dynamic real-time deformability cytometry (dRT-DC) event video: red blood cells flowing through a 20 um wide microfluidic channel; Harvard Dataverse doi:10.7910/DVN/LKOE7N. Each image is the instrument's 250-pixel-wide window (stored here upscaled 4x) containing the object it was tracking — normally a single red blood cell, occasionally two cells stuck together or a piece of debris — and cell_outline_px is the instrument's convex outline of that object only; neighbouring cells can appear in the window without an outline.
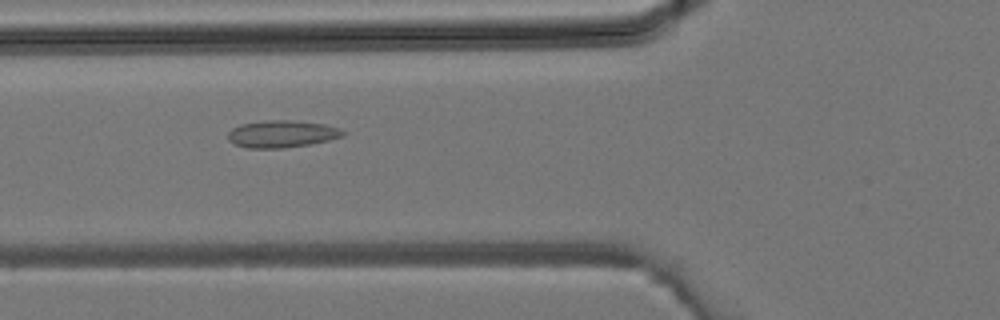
{"species": "common noctule bat (a hibernating species)", "species_latin": "Nyctalus noctula", "temperature_condition": "room temperature", "stored_images_in_passage": 37, "camera_frame_rate_fps": 3000, "um_per_image_px": 0.085, "animal": {"sex": "male", "body_mass_g": 19.2, "forearm_length_mm": 51.8}, "frame": {"image": 1, "passage_image": 14, "time_ms": 4.333, "image_size_px": [1000, 320], "cell_outline_px": [[348, 132], [344, 136], [328, 140], [308, 144], [284, 148], [248, 148], [236, 144], [228, 140], [228, 132], [232, 128], [240, 124], [272, 120], [292, 120], [324, 124], [340, 128]], "centroid_in_image_um": [23.98, 11.38], "position_along_channel_um": 101.8, "area_um2": 18.15}}
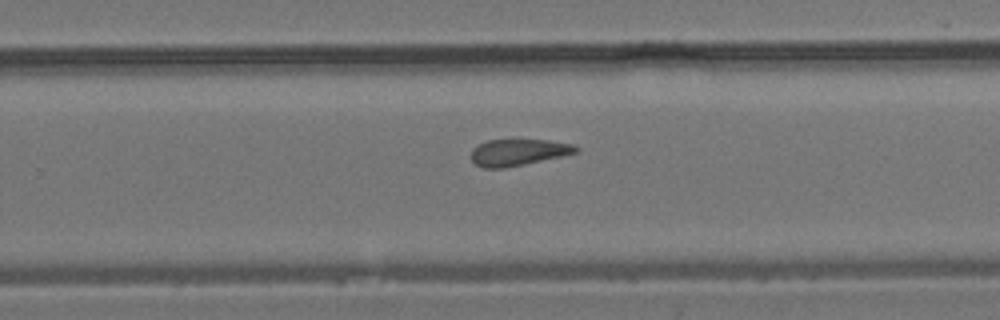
{"frame": {"image": 2, "passage_image": 24, "time_ms": 7.667, "image_size_px": [1000, 320], "cell_outline_px": [[580, 152], [524, 164], [504, 168], [484, 168], [476, 164], [472, 160], [472, 148], [488, 140], [548, 140], [572, 144], [580, 148]], "centroid_in_image_um": [44.08, 12.94], "position_along_channel_um": 285.7, "area_um2": 16.07}}
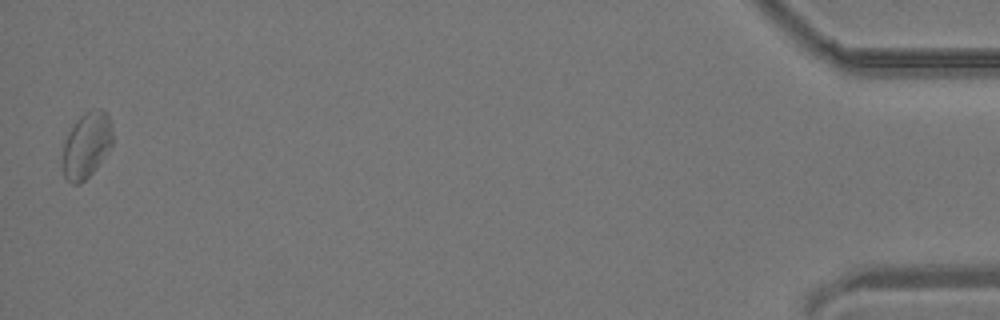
{"frame": {"image": 3, "passage_image": 37, "time_ms": 12.0, "image_size_px": [1000, 320], "cell_outline_px": [[112, 144], [96, 168], [80, 184], [72, 184], [64, 176], [64, 140], [68, 132], [76, 120], [84, 112], [100, 108], [108, 116], [112, 128]], "centroid_in_image_um": [7.36, 12.32], "position_along_channel_um": 427.8, "area_um2": 18.79}}